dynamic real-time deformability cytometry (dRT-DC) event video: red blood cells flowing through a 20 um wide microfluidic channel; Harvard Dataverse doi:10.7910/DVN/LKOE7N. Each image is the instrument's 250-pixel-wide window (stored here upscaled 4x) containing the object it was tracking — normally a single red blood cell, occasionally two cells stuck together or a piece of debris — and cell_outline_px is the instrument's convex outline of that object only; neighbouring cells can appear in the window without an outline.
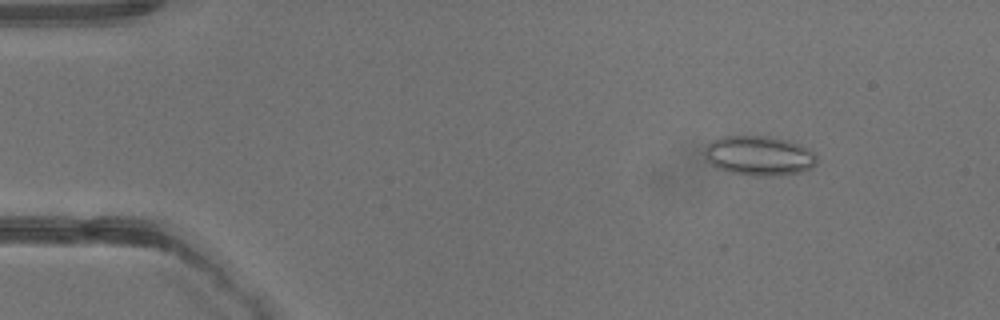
{"species": "common noctule bat (a hibernating species)", "species_latin": "Nyctalus noctula", "temperature_condition": "warm", "stored_images_in_passage": 41, "camera_frame_rate_fps": 3000, "um_per_image_px": 0.085, "animal": {"sex": "male", "body_mass_g": 13.3}, "frame": {"image": 1, "passage_image": 6, "time_ms": 1.667, "image_size_px": [1000, 320], "cell_outline_px": [[816, 164], [812, 168], [804, 172], [780, 176], [752, 176], [728, 172], [716, 168], [704, 160], [704, 148], [712, 140], [720, 136], [768, 136], [788, 140], [808, 148], [816, 156]], "centroid_in_image_um": [64.49, 13.25], "position_along_channel_um": 20.5, "area_um2": 26.53}}
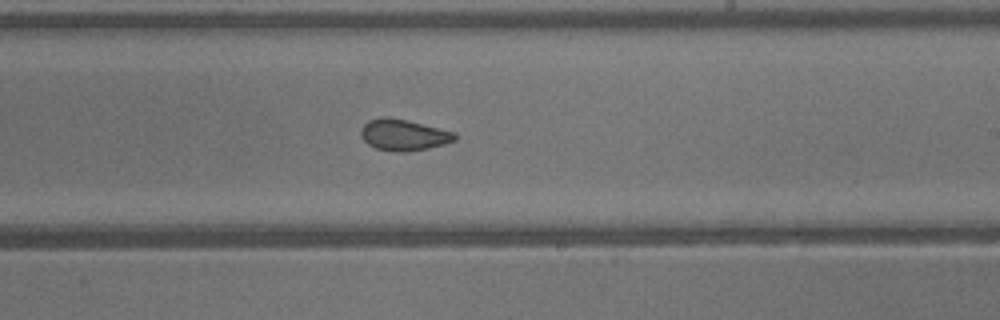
{"frame": {"image": 2, "passage_image": 25, "time_ms": 8.0, "image_size_px": [1000, 320], "cell_outline_px": [[456, 140], [444, 144], [428, 148], [404, 152], [400, 152], [376, 148], [368, 144], [360, 136], [360, 132], [364, 124], [368, 120], [384, 116], [388, 116], [408, 120], [456, 132]], "centroid_in_image_um": [34.3, 11.45], "position_along_channel_um": 254.7, "area_um2": 17.17}}
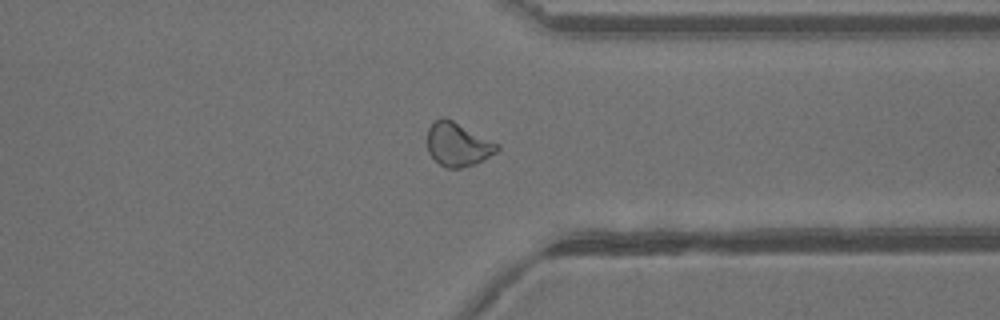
{"frame": {"image": 3, "passage_image": 32, "time_ms": 10.333, "image_size_px": [1000, 320], "cell_outline_px": [[500, 148], [496, 152], [476, 164], [460, 168], [448, 168], [440, 164], [428, 152], [428, 128], [440, 116], [444, 116], [500, 144]], "centroid_in_image_um": [38.93, 12.27], "position_along_channel_um": 372.5, "area_um2": 17.69}}